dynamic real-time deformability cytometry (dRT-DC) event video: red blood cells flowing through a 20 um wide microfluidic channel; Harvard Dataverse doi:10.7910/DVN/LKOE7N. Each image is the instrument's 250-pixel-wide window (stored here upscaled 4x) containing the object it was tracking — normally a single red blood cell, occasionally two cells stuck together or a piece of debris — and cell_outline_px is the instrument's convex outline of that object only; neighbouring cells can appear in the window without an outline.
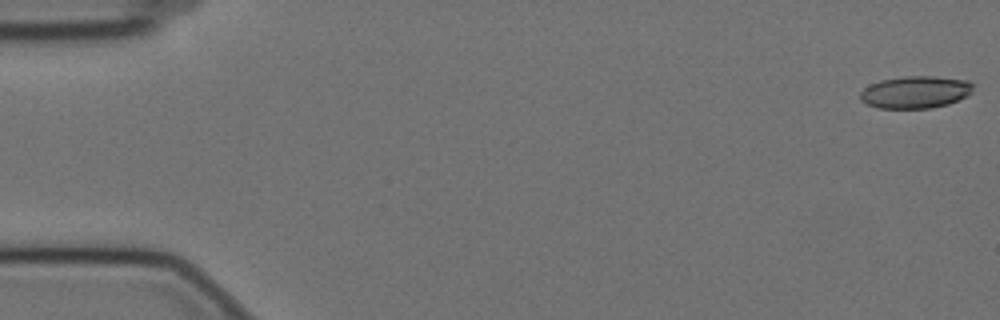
{"species": "Egyptian fruit bat (a non-hibernating species)", "species_latin": "Rousettus aegyptiacus", "temperature_condition": "cold", "stored_images_in_passage": 30, "camera_frame_rate_fps": 3000, "um_per_image_px": 0.085, "animal": {"sex": "female"}, "frame": {"image": 1, "passage_image": 1, "time_ms": 0.0, "image_size_px": [1000, 320], "cell_outline_px": [[972, 92], [968, 96], [948, 104], [932, 108], [880, 108], [868, 104], [860, 100], [860, 92], [864, 88], [880, 80], [904, 76], [932, 76], [968, 80], [972, 84]], "centroid_in_image_um": [77.82, 7.83], "position_along_channel_um": 7.2, "area_um2": 21.21}}
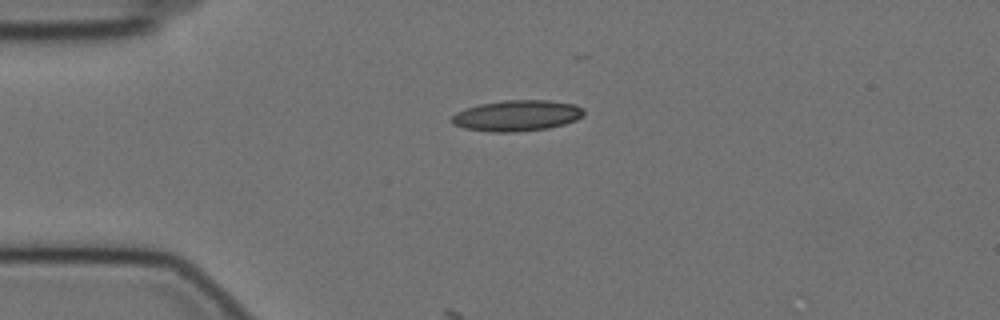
{"frame": {"image": 2, "passage_image": 14, "time_ms": 4.333, "image_size_px": [1000, 320], "cell_outline_px": [[584, 116], [576, 120], [564, 124], [548, 128], [516, 132], [488, 132], [464, 128], [452, 124], [452, 116], [456, 112], [480, 104], [504, 100], [552, 100], [576, 104], [584, 108]], "centroid_in_image_um": [43.98, 9.83], "position_along_channel_um": 41.0, "area_um2": 23.99}}